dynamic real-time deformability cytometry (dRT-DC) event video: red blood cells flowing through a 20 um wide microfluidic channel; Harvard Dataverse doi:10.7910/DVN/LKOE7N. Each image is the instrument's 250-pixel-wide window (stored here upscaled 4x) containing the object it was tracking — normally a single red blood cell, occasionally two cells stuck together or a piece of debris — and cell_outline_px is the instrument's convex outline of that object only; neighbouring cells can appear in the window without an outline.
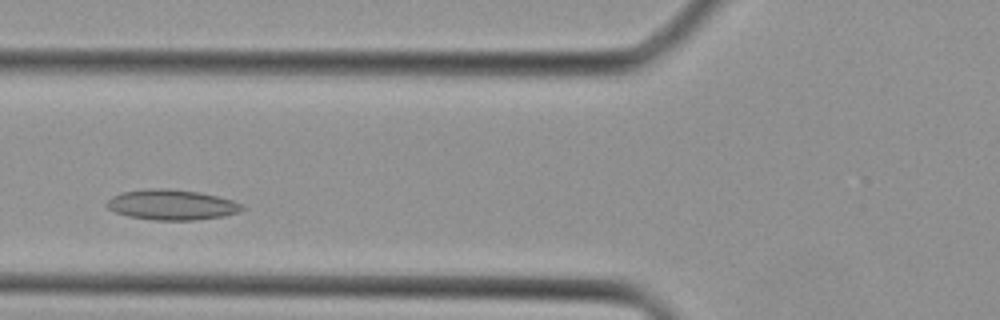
{"species": "Egyptian fruit bat (a non-hibernating species)", "species_latin": "Rousettus aegyptiacus", "temperature_condition": "cold", "stored_images_in_passage": 27, "camera_frame_rate_fps": 3000, "um_per_image_px": 0.085, "animal": {"sex": "female"}, "frame": {"image": 1, "passage_image": 5, "time_ms": 1.333, "image_size_px": [1000, 320], "cell_outline_px": [[248, 208], [224, 216], [196, 220], [156, 220], [128, 216], [116, 212], [108, 208], [104, 204], [112, 196], [120, 192], [156, 188], [168, 188], [196, 192], [216, 196], [232, 200], [244, 204]], "centroid_in_image_um": [14.6, 17.41], "position_along_channel_um": 111.2, "area_um2": 23.87}}
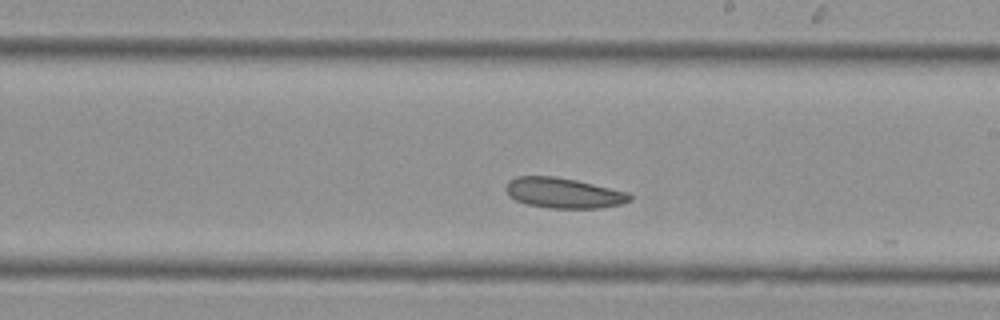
{"frame": {"image": 2, "passage_image": 13, "time_ms": 4.0, "image_size_px": [1000, 320], "cell_outline_px": [[632, 200], [624, 204], [600, 208], [548, 208], [528, 204], [516, 200], [508, 196], [504, 188], [508, 180], [516, 176], [556, 176], [576, 180], [628, 192], [632, 196]], "centroid_in_image_um": [47.89, 16.4], "position_along_channel_um": 241.1, "area_um2": 22.14}}
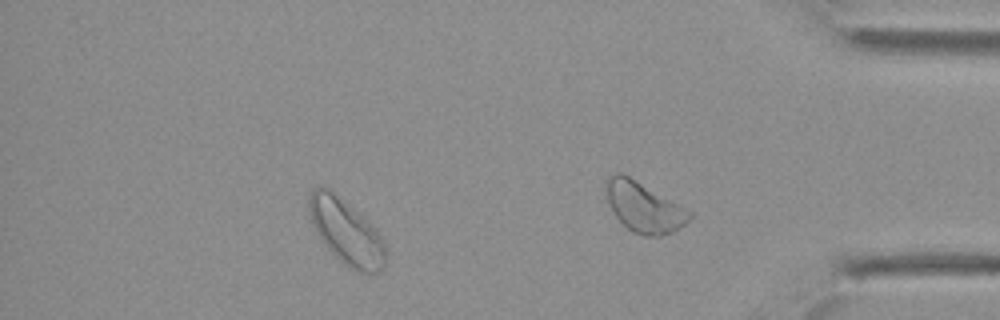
{"frame": {"image": 3, "passage_image": 22, "time_ms": 7.0, "image_size_px": [1000, 320], "cell_outline_px": [[384, 264], [380, 272], [356, 272], [344, 264], [324, 244], [316, 232], [312, 224], [308, 212], [308, 196], [312, 188], [328, 188], [356, 212], [384, 240]], "centroid_in_image_um": [29.36, 19.73], "position_along_channel_um": 405.8, "area_um2": 28.03}}